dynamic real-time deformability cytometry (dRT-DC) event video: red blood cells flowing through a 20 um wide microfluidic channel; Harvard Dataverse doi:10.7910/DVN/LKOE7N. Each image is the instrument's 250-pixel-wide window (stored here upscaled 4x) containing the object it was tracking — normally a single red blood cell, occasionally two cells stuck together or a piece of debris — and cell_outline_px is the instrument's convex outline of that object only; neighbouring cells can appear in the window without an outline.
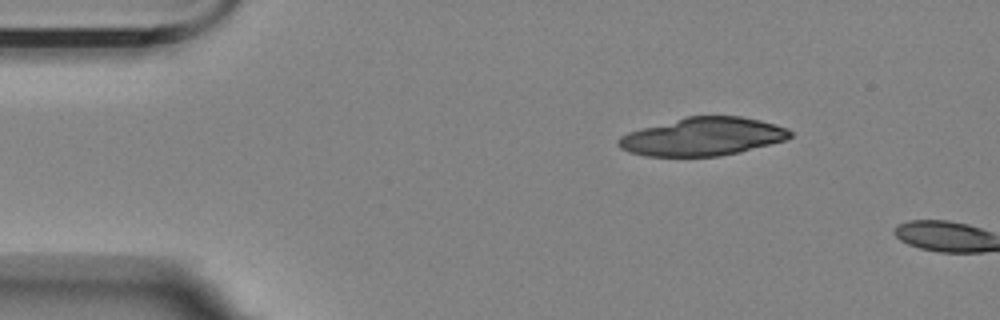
{"species": "Egyptian fruit bat (a non-hibernating species)", "species_latin": "Rousettus aegyptiacus", "temperature_condition": "room temperature", "stored_images_in_passage": 3, "camera_frame_rate_fps": 3000, "um_per_image_px": 0.085, "animal": {"sex": "female"}, "frame": {"image": 1, "passage_image": 1, "time_ms": 0.0, "image_size_px": [1000, 320], "cell_outline_px": [[792, 136], [784, 140], [740, 152], [720, 156], [644, 156], [628, 152], [620, 148], [616, 144], [616, 140], [620, 136], [628, 132], [640, 128], [688, 116], [740, 116], [760, 120], [788, 128], [792, 132]], "centroid_in_image_um": [59.69, 11.62], "position_along_channel_um": 25.3, "area_um2": 38.21}}